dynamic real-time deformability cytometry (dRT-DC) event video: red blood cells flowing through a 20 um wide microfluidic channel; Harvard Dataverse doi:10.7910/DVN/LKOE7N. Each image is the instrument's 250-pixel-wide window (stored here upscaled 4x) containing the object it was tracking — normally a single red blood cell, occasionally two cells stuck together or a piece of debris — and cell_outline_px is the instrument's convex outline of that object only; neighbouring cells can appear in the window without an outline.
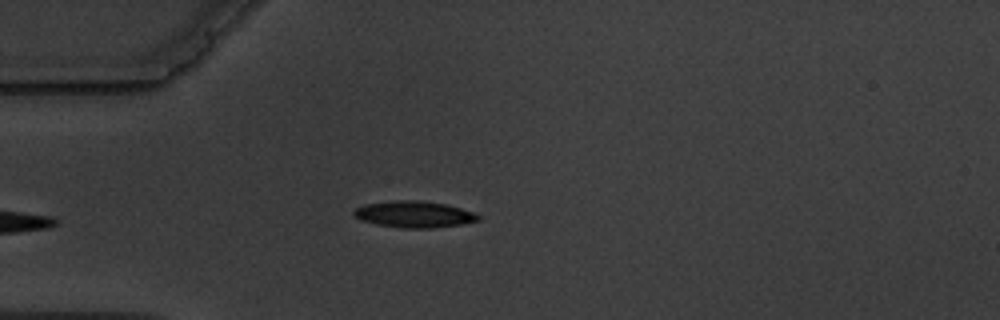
{"species": "common noctule bat (a hibernating species)", "species_latin": "Nyctalus noctula", "temperature_condition": "warm", "stored_images_in_passage": 4, "camera_frame_rate_fps": 3000, "um_per_image_px": 0.085, "animal": {"sex": "male", "body_mass_g": 19.5, "forearm_length_mm": 54.6}, "frame": {"image": 1, "passage_image": 4, "time_ms": 5.0, "image_size_px": [1000, 320], "cell_outline_px": [[480, 220], [460, 224], [436, 228], [404, 228], [376, 224], [360, 220], [352, 216], [352, 212], [356, 208], [364, 204], [396, 200], [416, 200], [444, 204], [460, 208], [472, 212], [480, 216]], "centroid_in_image_um": [35.15, 18.22], "position_along_channel_um": 49.9, "area_um2": 19.13}}